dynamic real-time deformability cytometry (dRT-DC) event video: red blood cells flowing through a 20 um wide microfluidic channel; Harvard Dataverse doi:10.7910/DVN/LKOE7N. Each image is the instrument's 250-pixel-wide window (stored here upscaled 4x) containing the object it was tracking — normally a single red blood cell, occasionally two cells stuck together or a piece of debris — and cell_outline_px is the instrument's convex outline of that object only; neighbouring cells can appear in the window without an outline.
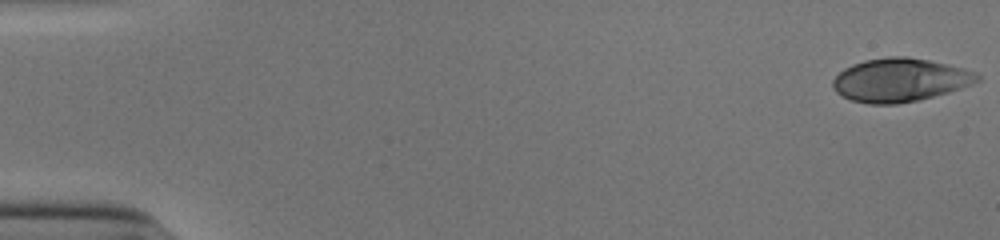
{"species": "human", "species_latin": "Homo sapiens", "temperature_condition": "cold", "stored_images_in_passage": 17, "camera_frame_rate_fps": 3000, "um_per_image_px": 0.085, "donor": {"sex": "male"}, "frame": {"image": 1, "passage_image": 1, "time_ms": 0.0, "image_size_px": [1000, 240], "cell_outline_px": [[980, 80], [948, 92], [920, 100], [896, 104], [868, 104], [852, 100], [836, 92], [832, 88], [832, 80], [844, 68], [852, 64], [864, 60], [888, 56], [908, 56], [928, 60], [976, 72], [980, 76]], "centroid_in_image_um": [76.45, 6.8], "position_along_channel_um": 8.6, "area_um2": 36.36}}
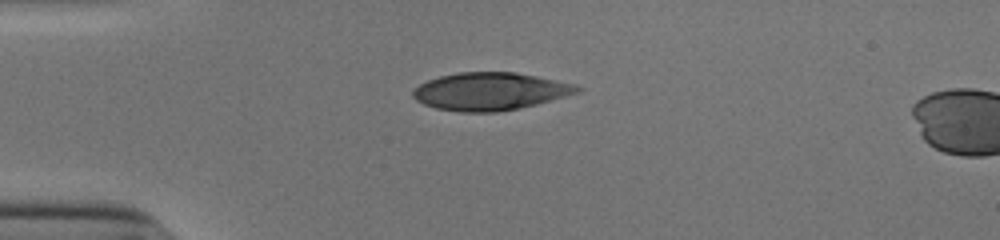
{"frame": {"image": 2, "passage_image": 14, "time_ms": 4.333, "image_size_px": [1000, 240], "cell_outline_px": [[584, 88], [580, 92], [536, 104], [520, 108], [496, 112], [460, 112], [436, 108], [424, 104], [416, 100], [412, 96], [412, 92], [420, 84], [428, 80], [440, 76], [460, 72], [516, 72], [576, 84]], "centroid_in_image_um": [41.68, 7.77], "position_along_channel_um": 43.3, "area_um2": 36.01}}